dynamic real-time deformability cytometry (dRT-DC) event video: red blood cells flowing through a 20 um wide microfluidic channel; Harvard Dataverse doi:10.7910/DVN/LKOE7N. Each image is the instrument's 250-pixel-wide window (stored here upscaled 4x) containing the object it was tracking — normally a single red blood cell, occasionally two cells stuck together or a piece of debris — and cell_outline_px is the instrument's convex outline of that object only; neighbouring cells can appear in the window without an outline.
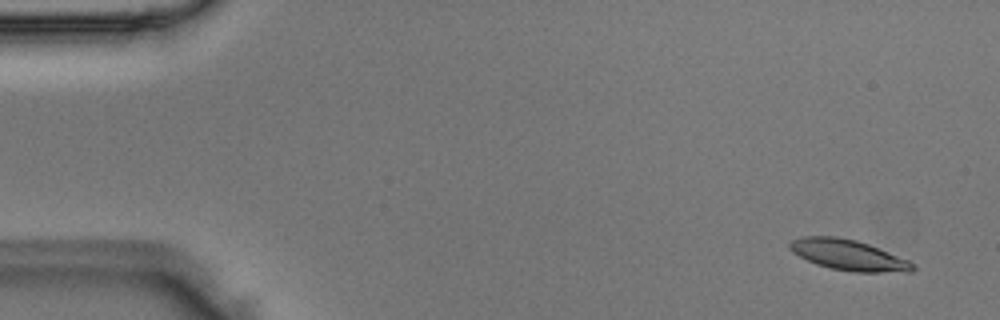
{"species": "Egyptian fruit bat (a non-hibernating species)", "species_latin": "Rousettus aegyptiacus", "temperature_condition": "room temperature", "stored_images_in_passage": 50, "camera_frame_rate_fps": 3000, "um_per_image_px": 0.085, "animal": {"sex": "male"}, "frame": {"image": 1, "passage_image": 3, "time_ms": 0.667, "image_size_px": [1000, 320], "cell_outline_px": [[916, 268], [912, 272], [852, 272], [832, 268], [816, 264], [792, 252], [788, 248], [788, 244], [792, 240], [804, 236], [836, 236], [856, 240], [868, 244], [908, 260], [916, 264]], "centroid_in_image_um": [72.12, 21.68], "position_along_channel_um": 12.9, "area_um2": 21.91}}
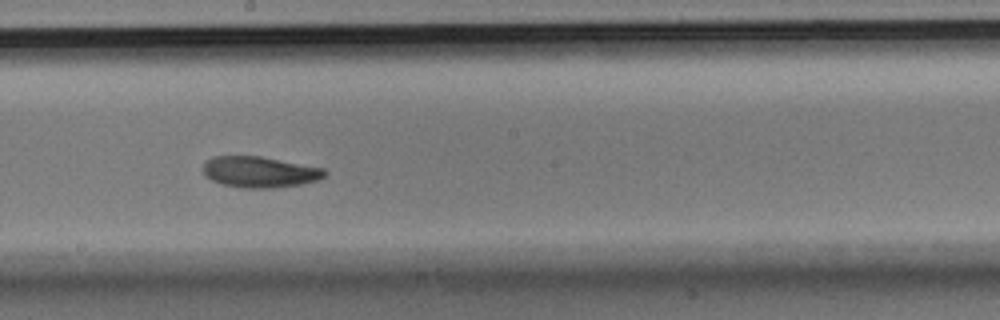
{"frame": {"image": 2, "passage_image": 28, "time_ms": 9.0, "image_size_px": [1000, 320], "cell_outline_px": [[328, 172], [320, 180], [300, 184], [276, 188], [240, 188], [224, 184], [212, 180], [204, 176], [204, 164], [212, 156], [260, 156], [324, 168]], "centroid_in_image_um": [22.09, 14.62], "position_along_channel_um": 226.1, "area_um2": 22.02}}
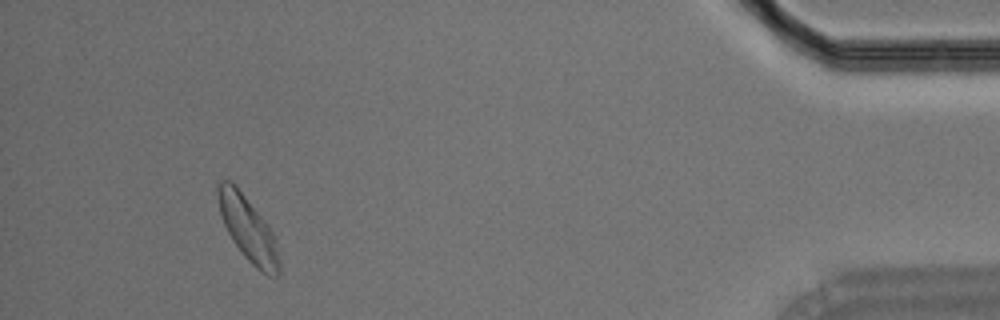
{"frame": {"image": 3, "passage_image": 47, "time_ms": 15.333, "image_size_px": [1000, 320], "cell_outline_px": [[280, 276], [268, 276], [260, 272], [244, 256], [232, 240], [224, 224], [220, 212], [216, 188], [220, 180], [232, 180], [236, 184], [268, 224], [276, 240], [280, 264]], "centroid_in_image_um": [21.1, 19.45], "position_along_channel_um": 414.1, "area_um2": 23.24}}